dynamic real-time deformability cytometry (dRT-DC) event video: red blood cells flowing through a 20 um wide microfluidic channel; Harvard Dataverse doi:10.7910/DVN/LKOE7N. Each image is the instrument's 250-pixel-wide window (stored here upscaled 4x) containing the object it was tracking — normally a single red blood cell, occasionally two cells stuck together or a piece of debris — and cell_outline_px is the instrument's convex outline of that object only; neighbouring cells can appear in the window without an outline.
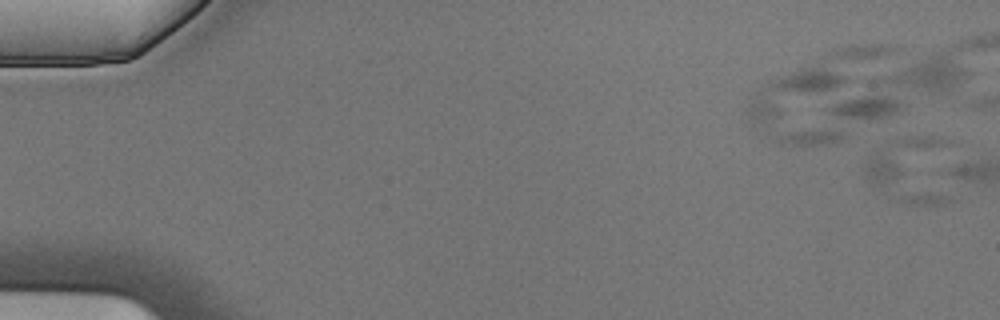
{"species": "Egyptian fruit bat (a non-hibernating species)", "species_latin": "Rousettus aegyptiacus", "temperature_condition": "cold", "stored_images_in_passage": 8, "camera_frame_rate_fps": 3000, "um_per_image_px": 0.085, "animal": {"sex": "male"}, "frame": {"image": 1, "passage_image": 1, "time_ms": 0.0, "image_size_px": [1000, 320], "cell_outline_px": [[952, 200], [944, 204], [900, 204], [888, 200], [864, 176], [864, 168], [868, 156], [872, 148], [884, 148], [948, 196]], "centroid_in_image_um": [76.52, 15.35], "position_along_channel_um": 8.5, "area_um2": 19.48}}